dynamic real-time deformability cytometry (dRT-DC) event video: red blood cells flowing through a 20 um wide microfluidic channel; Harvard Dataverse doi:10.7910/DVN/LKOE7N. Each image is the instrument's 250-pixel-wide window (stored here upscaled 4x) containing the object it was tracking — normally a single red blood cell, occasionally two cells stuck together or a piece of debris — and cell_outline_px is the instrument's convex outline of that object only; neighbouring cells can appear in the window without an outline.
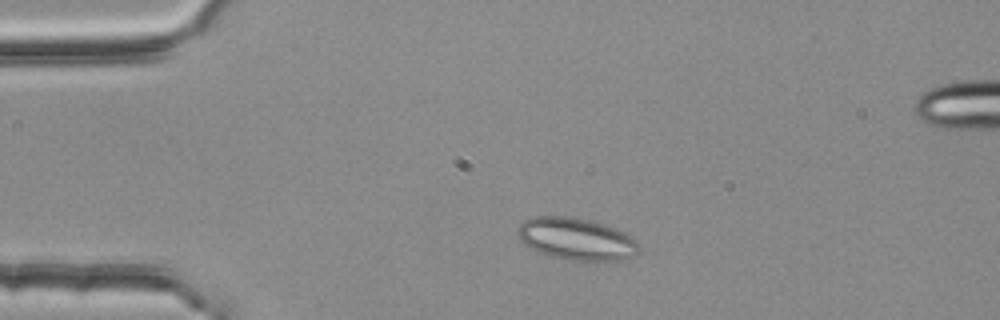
{"species": "common noctule bat (a hibernating species)", "species_latin": "Nyctalus noctula", "temperature_condition": "room temperature", "stored_images_in_passage": 3, "segment_of_instrument_passage": [1, 2], "camera_frame_rate_fps": 3000, "um_per_image_px": 0.085, "animal": {"sex": "female", "body_mass_g": 25.1}, "frame": {"image": 1, "passage_image": 1, "time_ms": 0.0, "image_size_px": [1000, 320], "cell_outline_px": [[640, 252], [632, 256], [620, 260], [572, 260], [548, 256], [536, 252], [528, 248], [520, 240], [516, 232], [520, 224], [524, 220], [532, 216], [568, 216], [588, 220], [612, 228], [636, 240], [640, 248]], "centroid_in_image_um": [48.91, 20.32], "position_along_channel_um": 36.1, "area_um2": 29.59}}